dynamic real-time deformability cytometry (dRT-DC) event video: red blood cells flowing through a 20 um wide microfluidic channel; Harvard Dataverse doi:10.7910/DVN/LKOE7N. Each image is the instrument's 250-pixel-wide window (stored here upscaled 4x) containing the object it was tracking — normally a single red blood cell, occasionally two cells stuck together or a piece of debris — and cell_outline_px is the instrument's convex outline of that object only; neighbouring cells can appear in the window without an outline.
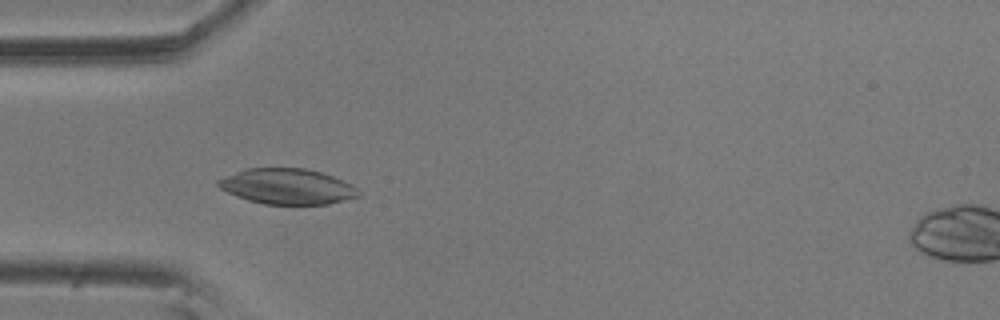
{"species": "common noctule bat (a hibernating species)", "species_latin": "Nyctalus noctula", "temperature_condition": "room temperature", "stored_images_in_passage": 57, "camera_frame_rate_fps": 3000, "um_per_image_px": 0.085, "animal": {"sex": "male", "body_mass_g": 20.5, "forearm_length_mm": 52.5}, "frame": {"image": 1, "passage_image": 17, "time_ms": 5.333, "image_size_px": [1000, 320], "cell_outline_px": [[360, 196], [328, 204], [264, 204], [248, 200], [236, 196], [220, 188], [216, 184], [216, 180], [224, 176], [244, 168], [304, 168], [320, 172], [332, 176], [352, 184], [360, 192]], "centroid_in_image_um": [24.39, 15.84], "position_along_channel_um": 60.6, "area_um2": 29.07}}
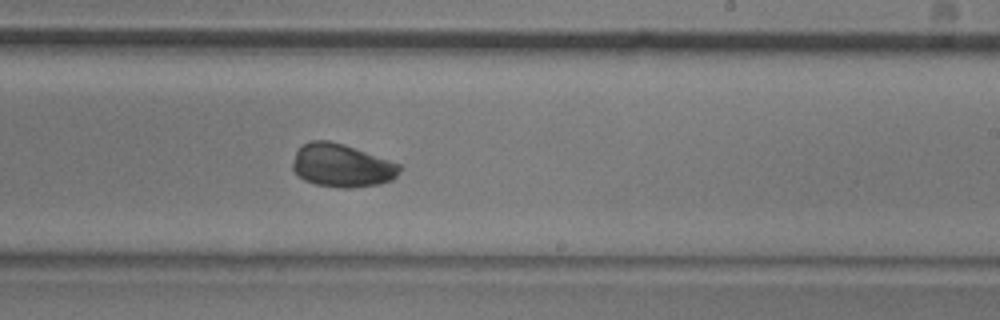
{"frame": {"image": 2, "passage_image": 34, "time_ms": 11.0, "image_size_px": [1000, 320], "cell_outline_px": [[404, 168], [392, 180], [380, 184], [352, 188], [336, 188], [316, 184], [304, 180], [292, 168], [292, 164], [296, 152], [304, 144], [312, 140], [328, 140], [344, 144], [400, 164]], "centroid_in_image_um": [29.08, 14.08], "position_along_channel_um": 259.9, "area_um2": 26.93}}
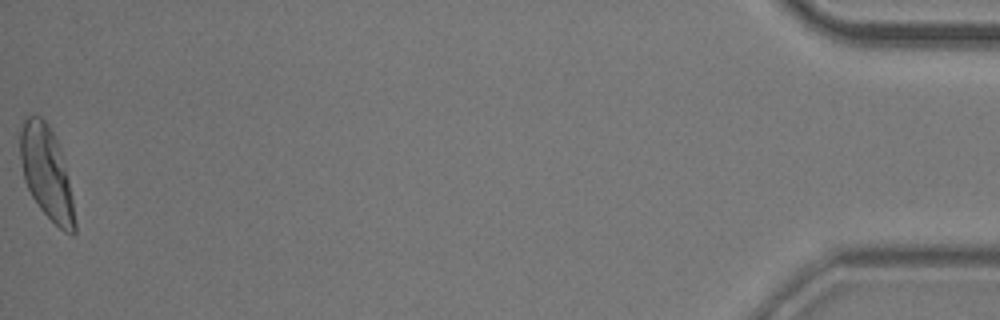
{"frame": {"image": 3, "passage_image": 57, "time_ms": 18.667, "image_size_px": [1000, 320], "cell_outline_px": [[76, 232], [72, 236], [64, 232], [40, 208], [32, 196], [24, 180], [20, 156], [20, 128], [24, 120], [28, 116], [40, 116], [48, 124], [56, 140], [60, 152], [68, 180], [72, 200], [76, 224]], "centroid_in_image_um": [3.94, 14.7], "position_along_channel_um": 431.3, "area_um2": 28.78}, "authors_computed_cell_mechanics": {"area_um2": 27.455, "velocity_mm_per_s": 3.5392, "shape_relaxation_time_tau1_ms": 4.0804, "shape_relaxation_time_tau2_ms": null, "deformation_change_tau1": 0.1683, "deformation_change_tau2": null}}